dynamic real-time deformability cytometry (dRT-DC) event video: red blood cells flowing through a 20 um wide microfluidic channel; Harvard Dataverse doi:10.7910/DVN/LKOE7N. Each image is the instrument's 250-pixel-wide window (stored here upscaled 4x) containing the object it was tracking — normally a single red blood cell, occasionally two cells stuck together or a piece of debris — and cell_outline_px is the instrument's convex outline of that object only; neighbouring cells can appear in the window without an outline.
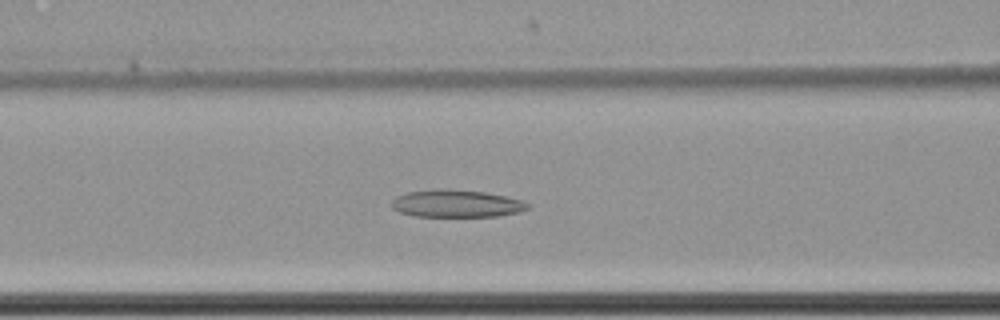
{"species": "common noctule bat (a hibernating species)", "species_latin": "Nyctalus noctula", "temperature_condition": "cold", "stored_images_in_passage": 40, "camera_frame_rate_fps": 3000, "um_per_image_px": 0.085, "animal": {"sex": "female", "body_mass_g": 22.7, "forearm_length_mm": 54.2}, "frame": {"image": 1, "passage_image": 6, "time_ms": 1.667, "image_size_px": [1000, 320], "cell_outline_px": [[532, 204], [528, 208], [520, 212], [496, 216], [416, 216], [400, 212], [392, 208], [392, 200], [396, 196], [408, 192], [440, 188], [448, 188], [484, 192], [524, 200]], "centroid_in_image_um": [38.82, 17.29], "position_along_channel_um": 127.8, "area_um2": 21.85}}
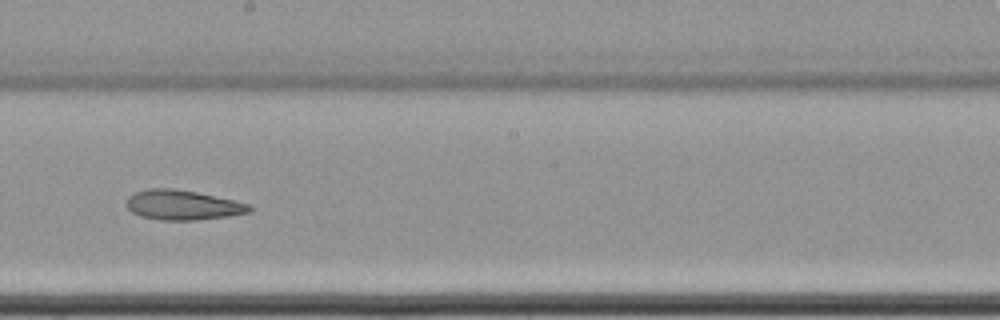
{"frame": {"image": 2, "passage_image": 15, "time_ms": 4.667, "image_size_px": [1000, 320], "cell_outline_px": [[252, 212], [228, 216], [196, 220], [160, 220], [140, 216], [132, 212], [124, 204], [128, 196], [136, 192], [148, 188], [172, 188], [196, 192], [252, 204]], "centroid_in_image_um": [15.52, 17.43], "position_along_channel_um": 232.7, "area_um2": 21.5}}
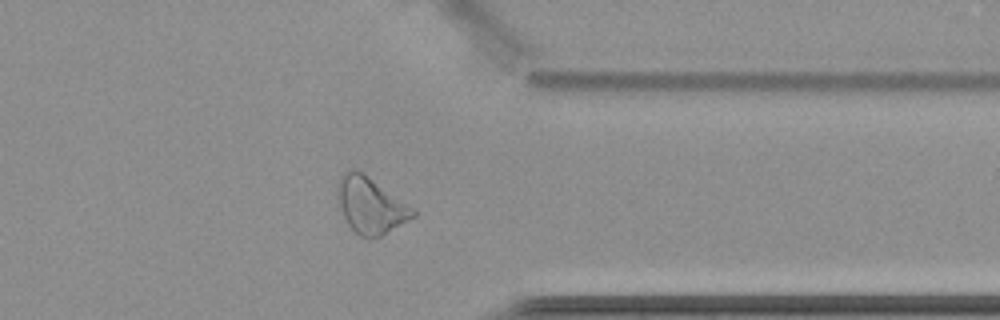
{"frame": {"image": 3, "passage_image": 28, "time_ms": 9.0, "image_size_px": [1000, 320], "cell_outline_px": [[416, 216], [380, 236], [360, 236], [348, 224], [344, 216], [336, 192], [336, 184], [340, 176], [348, 168], [352, 168], [360, 172], [416, 208]], "centroid_in_image_um": [31.5, 17.43], "position_along_channel_um": 379.9, "area_um2": 24.28}}